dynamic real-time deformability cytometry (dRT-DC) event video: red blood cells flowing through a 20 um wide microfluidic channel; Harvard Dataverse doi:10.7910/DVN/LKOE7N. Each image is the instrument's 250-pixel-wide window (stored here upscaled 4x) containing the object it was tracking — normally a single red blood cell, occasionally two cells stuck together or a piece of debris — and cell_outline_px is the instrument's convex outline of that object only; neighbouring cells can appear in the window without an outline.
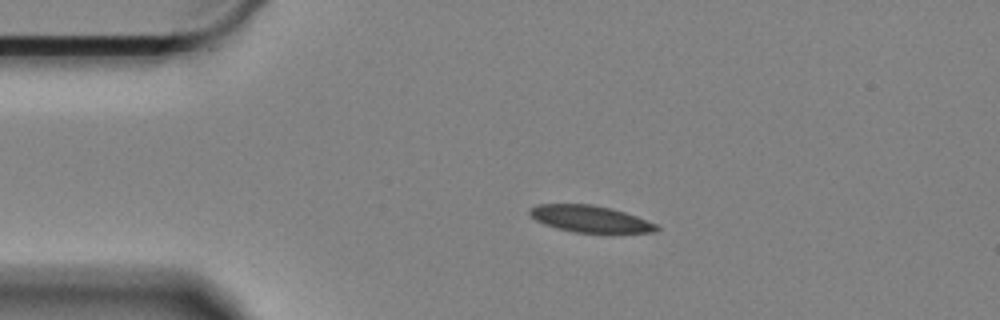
{"species": "Egyptian fruit bat (a non-hibernating species)", "species_latin": "Rousettus aegyptiacus", "temperature_condition": "cold", "stored_images_in_passage": 49, "camera_frame_rate_fps": 3000, "um_per_image_px": 0.085, "animal": {"sex": "female"}, "frame": {"image": 1, "passage_image": 1, "time_ms": 0.0, "image_size_px": [1000, 320], "cell_outline_px": [[660, 228], [656, 232], [572, 232], [556, 228], [544, 224], [528, 216], [528, 208], [536, 204], [592, 204], [624, 212], [636, 216], [656, 224]], "centroid_in_image_um": [50.07, 18.59], "position_along_channel_um": 34.9, "area_um2": 19.65}}
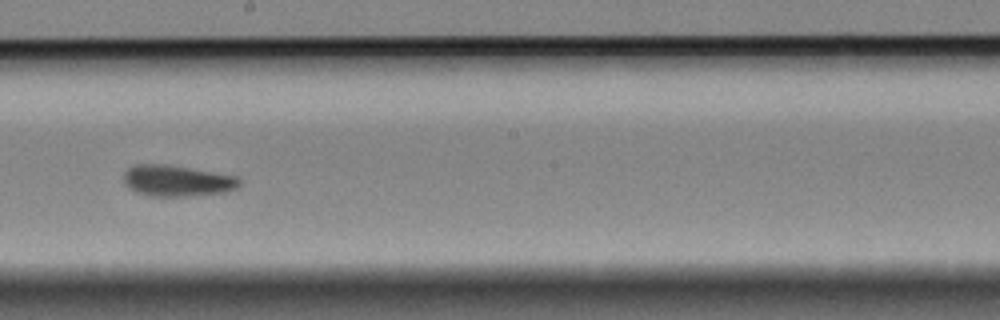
{"frame": {"image": 2, "passage_image": 22, "time_ms": 7.0, "image_size_px": [1000, 320], "cell_outline_px": [[240, 184], [236, 188], [224, 192], [188, 196], [148, 196], [136, 192], [128, 188], [124, 184], [124, 172], [128, 168], [136, 164], [168, 164], [236, 176], [240, 180]], "centroid_in_image_um": [15.0, 15.36], "position_along_channel_um": 233.2, "area_um2": 21.04}}
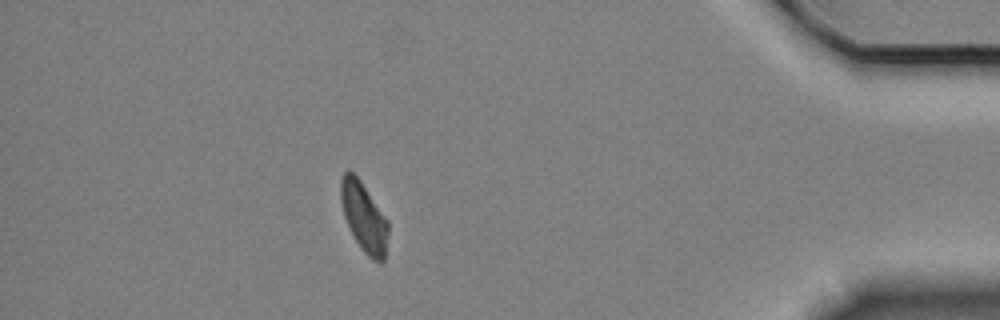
{"frame": {"image": 3, "passage_image": 42, "time_ms": 13.667, "image_size_px": [1000, 320], "cell_outline_px": [[388, 232], [384, 260], [380, 264], [372, 260], [360, 248], [344, 216], [340, 200], [340, 180], [344, 172], [348, 168], [360, 180], [388, 220]], "centroid_in_image_um": [30.93, 18.45], "position_along_channel_um": 404.3, "area_um2": 19.13}}